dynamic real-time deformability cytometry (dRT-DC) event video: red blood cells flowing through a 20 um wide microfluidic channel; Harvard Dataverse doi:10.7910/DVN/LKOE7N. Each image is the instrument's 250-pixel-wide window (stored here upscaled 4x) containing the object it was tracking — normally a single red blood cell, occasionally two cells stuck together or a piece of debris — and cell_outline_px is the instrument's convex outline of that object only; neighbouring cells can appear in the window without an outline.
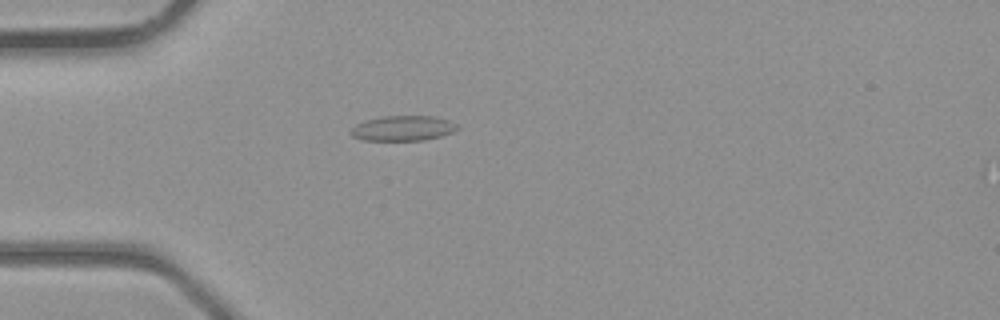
{"species": "common noctule bat (a hibernating species)", "species_latin": "Nyctalus noctula", "temperature_condition": "room temperature", "stored_images_in_passage": 2, "camera_frame_rate_fps": 3000, "um_per_image_px": 0.085, "animal": {"sex": "male", "body_mass_g": 23.1, "forearm_length_mm": 52.7}, "frame": {"image": 1, "passage_image": 1, "time_ms": 0.0, "image_size_px": [1000, 320], "cell_outline_px": [[460, 128], [452, 132], [440, 136], [424, 140], [360, 140], [352, 136], [348, 132], [356, 124], [364, 120], [384, 116], [436, 116], [448, 120], [456, 124]], "centroid_in_image_um": [34.22, 10.9], "position_along_channel_um": 50.8, "area_um2": 15.66}}